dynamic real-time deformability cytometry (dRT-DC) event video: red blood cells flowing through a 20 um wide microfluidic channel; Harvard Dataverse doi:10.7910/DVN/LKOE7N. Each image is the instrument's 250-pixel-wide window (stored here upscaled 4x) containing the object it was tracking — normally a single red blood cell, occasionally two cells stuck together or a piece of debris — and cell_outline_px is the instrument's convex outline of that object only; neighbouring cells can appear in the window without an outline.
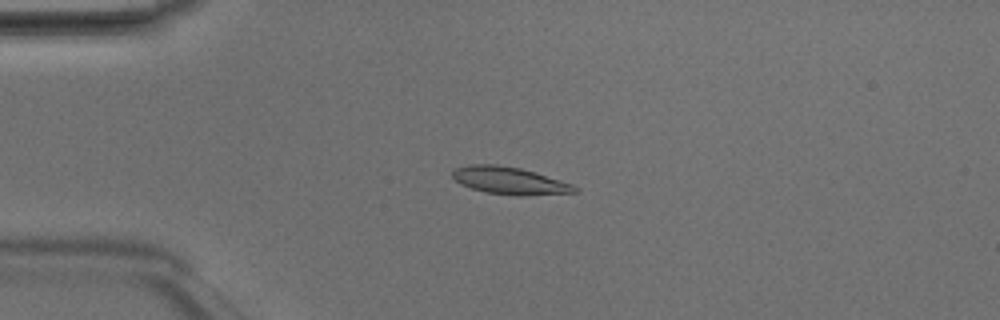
{"species": "Egyptian fruit bat (a non-hibernating species)", "species_latin": "Rousettus aegyptiacus", "temperature_condition": "room temperature", "stored_images_in_passage": 49, "camera_frame_rate_fps": 3000, "um_per_image_px": 0.085, "animal": {"sex": "male"}, "frame": {"image": 1, "passage_image": 12, "time_ms": 3.667, "image_size_px": [1000, 320], "cell_outline_px": [[580, 192], [524, 196], [516, 196], [484, 192], [460, 184], [452, 176], [452, 172], [456, 168], [468, 164], [496, 164], [520, 168], [572, 184], [580, 188]], "centroid_in_image_um": [43.32, 15.37], "position_along_channel_um": 41.7, "area_um2": 19.54}}
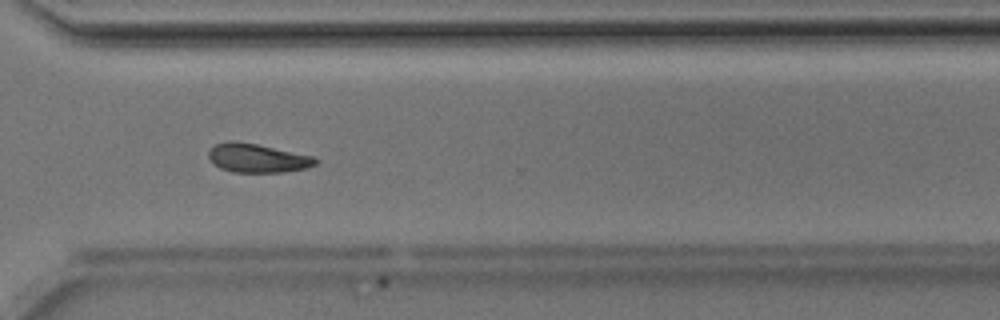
{"frame": {"image": 2, "passage_image": 36, "time_ms": 11.667, "image_size_px": [1000, 320], "cell_outline_px": [[320, 160], [316, 164], [308, 168], [280, 172], [232, 172], [220, 168], [208, 156], [208, 152], [216, 144], [228, 140], [232, 140], [256, 144], [312, 156]], "centroid_in_image_um": [21.89, 13.44], "position_along_channel_um": 348.7, "area_um2": 17.74}}
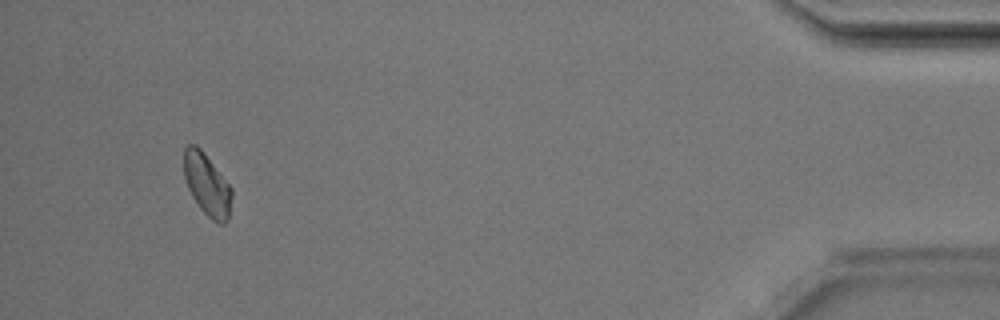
{"frame": {"image": 3, "passage_image": 46, "time_ms": 15.0, "image_size_px": [1000, 320], "cell_outline_px": [[232, 196], [228, 220], [224, 224], [216, 224], [200, 208], [192, 196], [188, 188], [184, 176], [184, 148], [188, 144], [196, 144], [204, 152], [232, 188]], "centroid_in_image_um": [17.6, 15.7], "position_along_channel_um": 417.6, "area_um2": 17.34}, "authors_computed_cell_mechanics": {"area_um2": 17.918, "velocity_mm_per_s": 4.1731, "shape_relaxation_time_tau1_ms": 4.99, "shape_relaxation_time_tau2_ms": null, "deformation_change_tau1": 0.1384, "deformation_change_tau2": null}}